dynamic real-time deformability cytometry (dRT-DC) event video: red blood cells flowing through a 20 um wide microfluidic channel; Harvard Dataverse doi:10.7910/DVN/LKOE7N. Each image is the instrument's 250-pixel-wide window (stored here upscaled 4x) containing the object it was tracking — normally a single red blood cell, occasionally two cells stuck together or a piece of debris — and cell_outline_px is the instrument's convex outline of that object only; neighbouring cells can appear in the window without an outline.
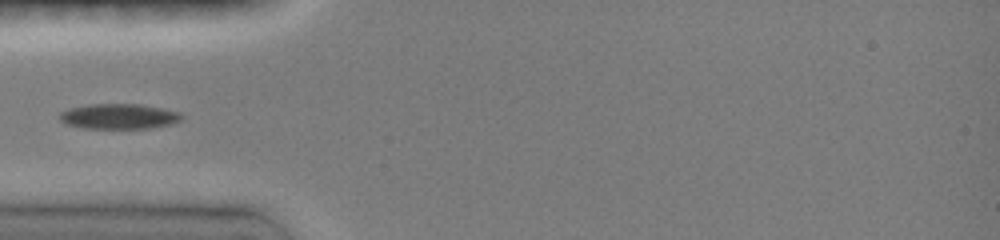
{"species": "common noctule bat (a hibernating species)", "species_latin": "Nyctalus noctula", "temperature_condition": "room temperature", "stored_images_in_passage": 49, "camera_frame_rate_fps": 3000, "um_per_image_px": 0.085, "animal": {"sex": "female", "body_mass_g": 19.0, "forearm_length_mm": 51.5}, "frame": {"image": 1, "passage_image": 1, "time_ms": 0.0, "image_size_px": [1000, 240], "cell_outline_px": [[184, 116], [180, 120], [168, 124], [148, 128], [84, 128], [68, 124], [60, 120], [60, 112], [68, 108], [88, 104], [140, 104], [164, 108], [180, 112]], "centroid_in_image_um": [10.11, 9.87], "position_along_channel_um": 74.9, "area_um2": 17.86}}
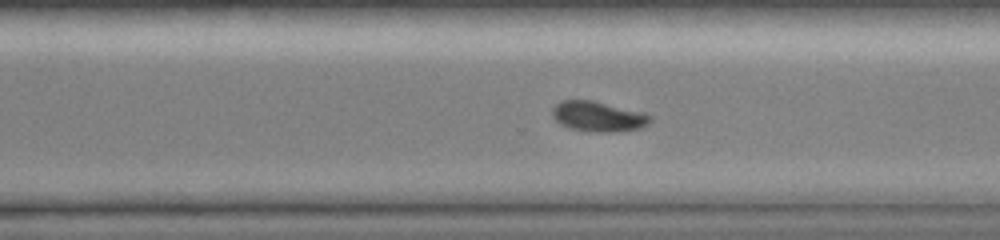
{"frame": {"image": 2, "passage_image": 27, "time_ms": 6.0, "image_size_px": [1000, 240], "cell_outline_px": [[652, 120], [636, 128], [612, 132], [600, 132], [568, 128], [560, 124], [552, 116], [552, 108], [560, 100], [592, 100], [644, 112], [652, 116]], "centroid_in_image_um": [50.8, 9.88], "position_along_channel_um": 319.8, "area_um2": 17.05}}
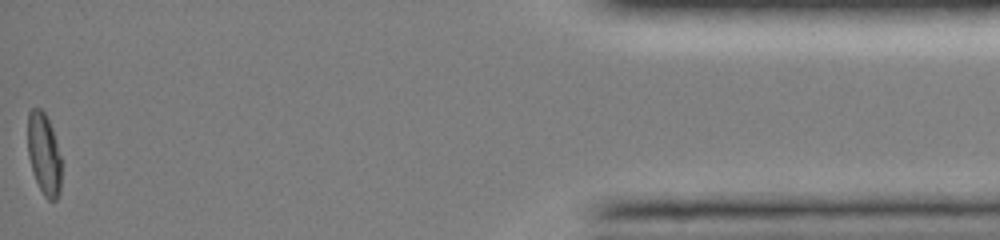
{"frame": {"image": 3, "passage_image": 48, "time_ms": 10.667, "image_size_px": [1000, 240], "cell_outline_px": [[60, 192], [56, 200], [48, 200], [44, 196], [32, 172], [28, 156], [28, 112], [32, 108], [40, 108], [44, 112], [52, 128], [60, 156]], "centroid_in_image_um": [3.72, 13.09], "position_along_channel_um": 431.5, "area_um2": 15.9}}